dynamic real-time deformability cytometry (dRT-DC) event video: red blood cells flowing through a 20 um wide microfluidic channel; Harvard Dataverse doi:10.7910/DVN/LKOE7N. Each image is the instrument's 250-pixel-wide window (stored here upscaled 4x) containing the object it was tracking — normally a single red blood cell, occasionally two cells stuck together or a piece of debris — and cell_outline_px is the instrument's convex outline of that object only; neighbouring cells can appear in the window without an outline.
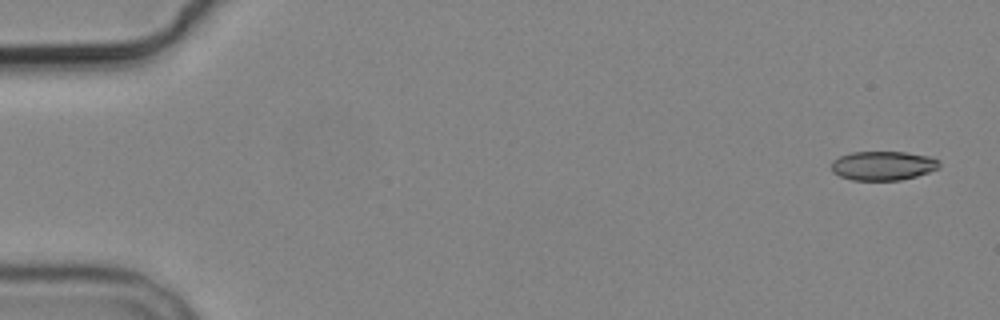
{"species": "common noctule bat (a hibernating species)", "species_latin": "Nyctalus noctula", "temperature_condition": "cold", "stored_images_in_passage": 5, "camera_frame_rate_fps": 3000, "um_per_image_px": 0.085, "animal": {"sex": "male", "body_mass_g": 19.2, "forearm_length_mm": 51.8}, "frame": {"image": 1, "passage_image": 1, "time_ms": 0.0, "image_size_px": [1000, 320], "cell_outline_px": [[940, 168], [916, 176], [900, 180], [852, 180], [840, 176], [832, 172], [832, 160], [840, 156], [852, 152], [904, 152], [928, 156], [940, 160]], "centroid_in_image_um": [75.06, 14.08], "position_along_channel_um": 9.9, "area_um2": 18.32}}
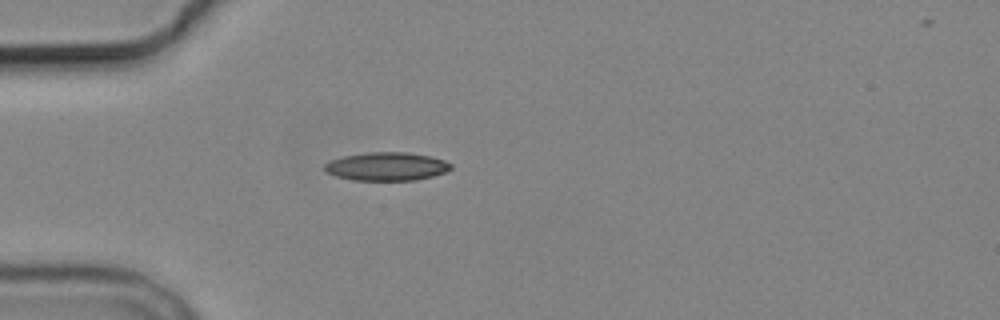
{"frame": {"image": 2, "passage_image": 5, "time_ms": 4.667, "image_size_px": [1000, 320], "cell_outline_px": [[452, 168], [444, 172], [432, 176], [416, 180], [352, 180], [336, 176], [324, 172], [324, 164], [332, 160], [344, 156], [368, 152], [404, 152], [432, 156], [444, 160], [452, 164]], "centroid_in_image_um": [32.86, 14.15], "position_along_channel_um": 52.1, "area_um2": 20.87}}